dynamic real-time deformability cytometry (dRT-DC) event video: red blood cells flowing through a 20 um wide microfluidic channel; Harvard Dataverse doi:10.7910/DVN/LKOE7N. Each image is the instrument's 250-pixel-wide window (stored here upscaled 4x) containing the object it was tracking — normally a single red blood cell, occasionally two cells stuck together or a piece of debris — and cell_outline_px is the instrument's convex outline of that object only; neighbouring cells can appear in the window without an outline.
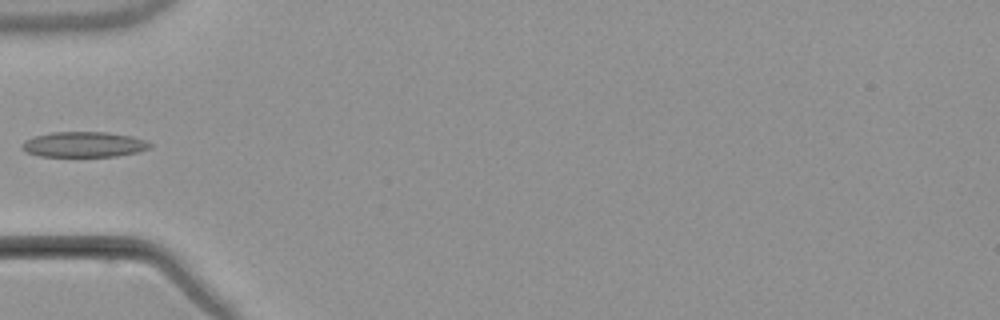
{"species": "common noctule bat (a hibernating species)", "species_latin": "Nyctalus noctula", "temperature_condition": "warm", "stored_images_in_passage": 6, "camera_frame_rate_fps": 3000, "um_per_image_px": 0.085, "animal": {"sex": "male", "body_mass_g": 21.5, "forearm_length_mm": 52.0}, "frame": {"image": 1, "passage_image": 6, "time_ms": 6.0, "image_size_px": [1000, 320], "cell_outline_px": [[152, 148], [136, 152], [116, 156], [40, 156], [24, 152], [20, 148], [20, 144], [24, 140], [36, 136], [52, 132], [108, 132], [132, 136], [144, 140], [152, 144]], "centroid_in_image_um": [7.1, 12.28], "position_along_channel_um": 77.9, "area_um2": 19.02}}